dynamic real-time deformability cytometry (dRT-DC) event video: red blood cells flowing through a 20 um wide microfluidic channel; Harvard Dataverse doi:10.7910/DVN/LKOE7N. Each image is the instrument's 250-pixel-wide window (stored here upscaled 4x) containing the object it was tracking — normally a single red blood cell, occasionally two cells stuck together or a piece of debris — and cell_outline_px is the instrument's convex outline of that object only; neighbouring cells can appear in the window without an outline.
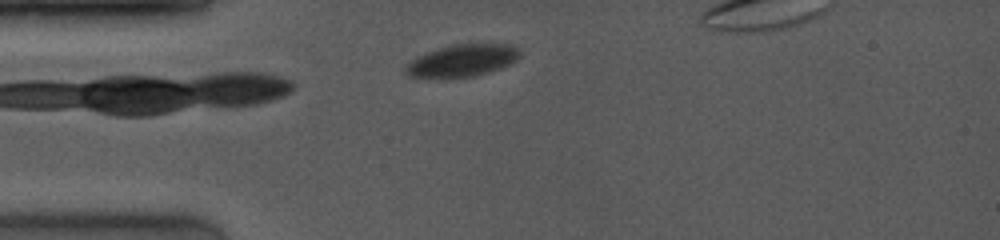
{"species": "common noctule bat (a hibernating species)", "species_latin": "Nyctalus noctula", "temperature_condition": "room temperature", "stored_images_in_passage": 6, "camera_frame_rate_fps": 4000, "um_per_image_px": 0.085, "animal": {"sex": "female", "body_mass_g": 19.0, "forearm_length_mm": 53.3}, "frame": {"image": 1, "passage_image": 2, "time_ms": 0.5, "image_size_px": [1000, 240], "cell_outline_px": [[520, 56], [516, 60], [500, 68], [476, 76], [408, 76], [404, 72], [404, 68], [416, 56], [436, 48], [452, 44], [516, 44], [520, 52]], "centroid_in_image_um": [39.32, 5.11], "position_along_channel_um": 45.7, "area_um2": 21.1}}